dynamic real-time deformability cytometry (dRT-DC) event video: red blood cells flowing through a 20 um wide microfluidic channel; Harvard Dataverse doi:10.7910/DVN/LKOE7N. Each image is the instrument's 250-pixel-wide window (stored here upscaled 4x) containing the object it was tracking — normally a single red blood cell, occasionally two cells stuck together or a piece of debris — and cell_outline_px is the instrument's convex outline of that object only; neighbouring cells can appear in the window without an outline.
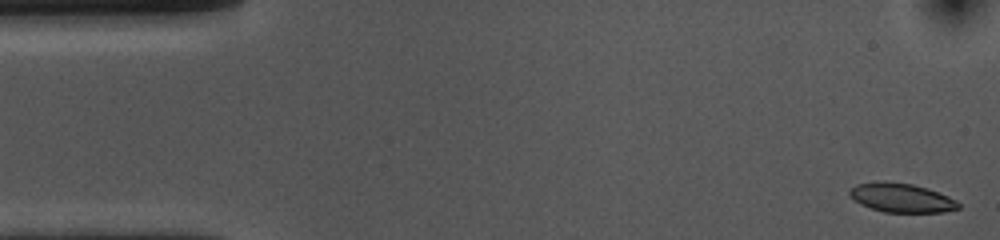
{"species": "common noctule bat (a hibernating species)", "species_latin": "Nyctalus noctula", "temperature_condition": "cold", "stored_images_in_passage": 10, "camera_frame_rate_fps": 3000, "um_per_image_px": 0.085, "animal": {"sex": "female", "body_mass_g": 10.0, "forearm_length_mm": 53.1}, "frame": {"image": 1, "passage_image": 1, "time_ms": 0.0, "image_size_px": [1000, 240], "cell_outline_px": [[960, 208], [944, 212], [884, 212], [860, 204], [848, 192], [856, 184], [884, 180], [912, 184], [928, 188], [948, 196], [956, 200], [960, 204]], "centroid_in_image_um": [76.65, 16.8], "position_along_channel_um": 8.4, "area_um2": 18.38}}